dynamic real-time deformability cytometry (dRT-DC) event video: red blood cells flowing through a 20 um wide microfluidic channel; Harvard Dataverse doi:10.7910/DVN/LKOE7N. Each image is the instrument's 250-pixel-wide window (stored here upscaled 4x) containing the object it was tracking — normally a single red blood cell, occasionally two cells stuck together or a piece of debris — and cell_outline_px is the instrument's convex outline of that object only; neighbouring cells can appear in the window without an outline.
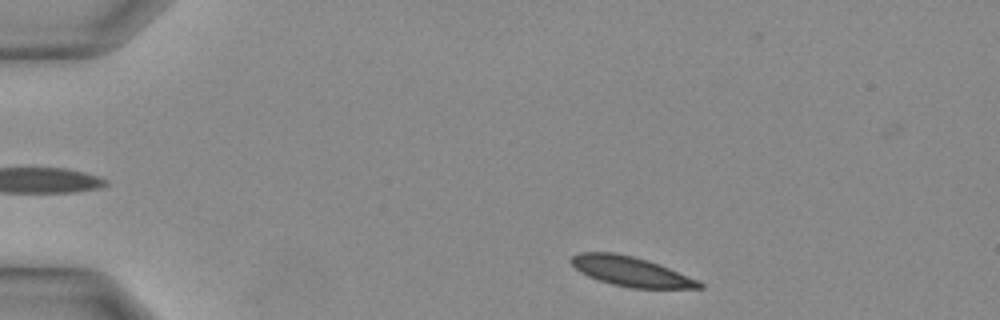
{"species": "Egyptian fruit bat (a non-hibernating species)", "species_latin": "Rousettus aegyptiacus", "temperature_condition": "warm", "stored_images_in_passage": 8, "camera_frame_rate_fps": 3000, "um_per_image_px": 0.085, "animal": {"sex": "female"}, "frame": {"image": 1, "passage_image": 1, "time_ms": 0.0, "image_size_px": [1000, 320], "cell_outline_px": [[704, 288], [632, 288], [612, 284], [588, 276], [580, 272], [568, 260], [572, 256], [580, 252], [612, 252], [632, 256], [648, 260], [668, 268], [696, 280], [704, 284]], "centroid_in_image_um": [53.58, 23.07], "position_along_channel_um": 31.4, "area_um2": 21.79}}
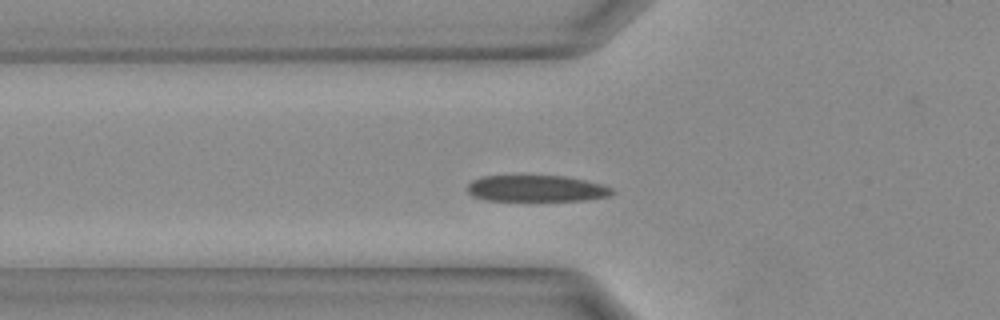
{"frame": {"image": 2, "passage_image": 7, "time_ms": 2.0, "image_size_px": [1000, 320], "cell_outline_px": [[616, 192], [608, 196], [580, 200], [484, 200], [472, 196], [468, 192], [468, 184], [472, 180], [480, 176], [568, 176], [600, 184], [612, 188]], "centroid_in_image_um": [45.56, 16.01], "position_along_channel_um": 80.2, "area_um2": 22.08}}